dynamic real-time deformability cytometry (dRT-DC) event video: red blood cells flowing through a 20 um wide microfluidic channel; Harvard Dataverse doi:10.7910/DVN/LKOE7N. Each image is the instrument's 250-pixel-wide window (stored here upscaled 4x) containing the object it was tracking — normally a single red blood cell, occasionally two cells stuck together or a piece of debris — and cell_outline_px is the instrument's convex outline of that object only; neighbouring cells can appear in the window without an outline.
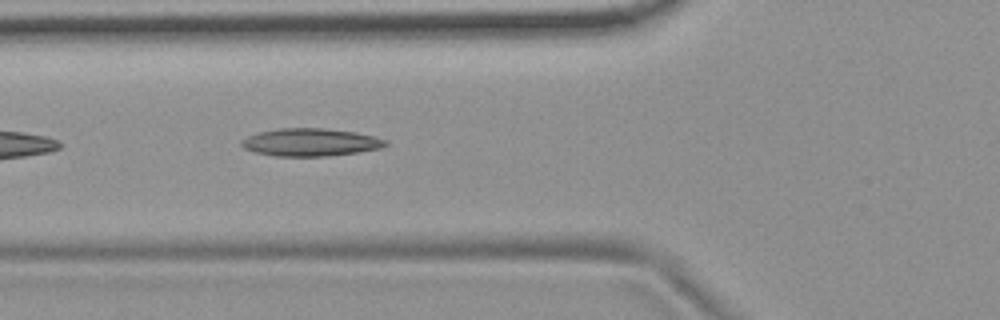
{"species": "common noctule bat (a hibernating species)", "species_latin": "Nyctalus noctula", "temperature_condition": "room temperature", "stored_images_in_passage": 8, "camera_frame_rate_fps": 3000, "um_per_image_px": 0.085, "animal": {"sex": "female", "body_mass_g": 19.9}, "frame": {"image": 1, "passage_image": 5, "time_ms": 1.333, "image_size_px": [1000, 320], "cell_outline_px": [[388, 144], [380, 148], [356, 152], [328, 156], [276, 156], [256, 152], [244, 148], [240, 144], [240, 140], [256, 132], [280, 128], [324, 128], [356, 132], [388, 140]], "centroid_in_image_um": [26.36, 12.08], "position_along_channel_um": 99.4, "area_um2": 23.24}}